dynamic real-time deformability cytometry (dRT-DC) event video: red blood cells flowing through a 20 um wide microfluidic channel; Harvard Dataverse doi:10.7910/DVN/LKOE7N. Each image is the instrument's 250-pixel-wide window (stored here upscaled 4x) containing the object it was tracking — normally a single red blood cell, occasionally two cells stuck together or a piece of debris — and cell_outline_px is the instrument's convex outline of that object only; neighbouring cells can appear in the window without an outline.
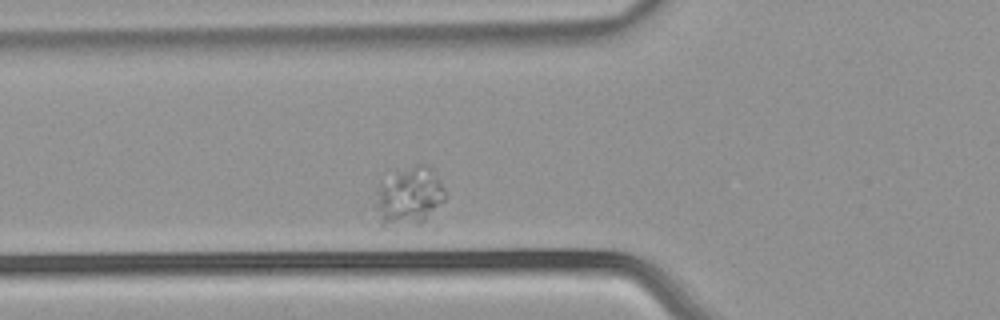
{"species": "common noctule bat (a hibernating species)", "species_latin": "Nyctalus noctula", "temperature_condition": "warm", "stored_images_in_passage": 2, "camera_frame_rate_fps": 3000, "um_per_image_px": 0.085, "animal": {"sex": "male", "body_mass_g": 21.5, "forearm_length_mm": 52.0}, "frame": {"image": 1, "passage_image": 2, "time_ms": 0.333, "image_size_px": [1000, 320], "cell_outline_px": [[444, 200], [428, 224], [388, 228], [380, 228], [372, 204], [376, 188], [380, 184], [396, 172], [416, 164], [428, 164], [432, 168], [444, 188]], "centroid_in_image_um": [34.72, 16.79], "position_along_channel_um": 91.1, "area_um2": 25.14}}